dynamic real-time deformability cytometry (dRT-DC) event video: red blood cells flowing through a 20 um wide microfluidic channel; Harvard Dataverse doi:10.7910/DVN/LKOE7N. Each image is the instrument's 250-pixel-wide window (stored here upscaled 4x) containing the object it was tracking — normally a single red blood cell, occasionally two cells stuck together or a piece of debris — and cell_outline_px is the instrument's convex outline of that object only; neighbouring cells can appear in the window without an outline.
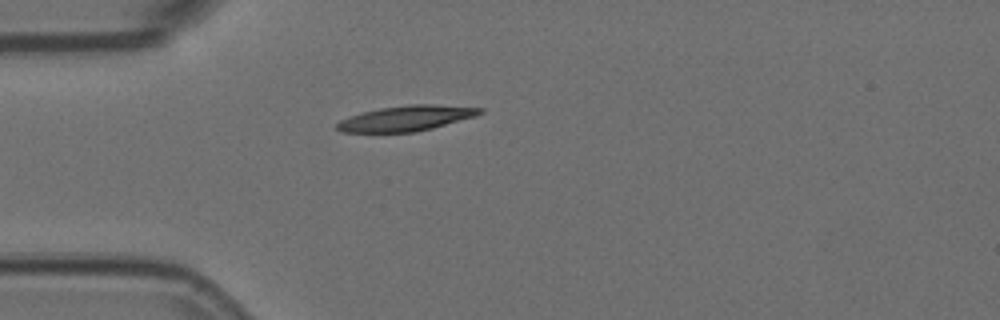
{"species": "Egyptian fruit bat (a non-hibernating species)", "species_latin": "Rousettus aegyptiacus", "temperature_condition": "room temperature", "stored_images_in_passage": 1, "camera_frame_rate_fps": 3000, "um_per_image_px": 0.085, "animal": {"sex": "female"}, "frame": {"image": 1, "passage_image": 1, "time_ms": 0.0, "image_size_px": [1000, 320], "cell_outline_px": [[484, 112], [476, 116], [432, 128], [416, 132], [344, 132], [336, 128], [336, 124], [340, 120], [364, 112], [380, 108], [408, 104], [432, 104], [484, 108]], "centroid_in_image_um": [34.57, 10.05], "position_along_channel_um": 50.4, "area_um2": 20.92}}